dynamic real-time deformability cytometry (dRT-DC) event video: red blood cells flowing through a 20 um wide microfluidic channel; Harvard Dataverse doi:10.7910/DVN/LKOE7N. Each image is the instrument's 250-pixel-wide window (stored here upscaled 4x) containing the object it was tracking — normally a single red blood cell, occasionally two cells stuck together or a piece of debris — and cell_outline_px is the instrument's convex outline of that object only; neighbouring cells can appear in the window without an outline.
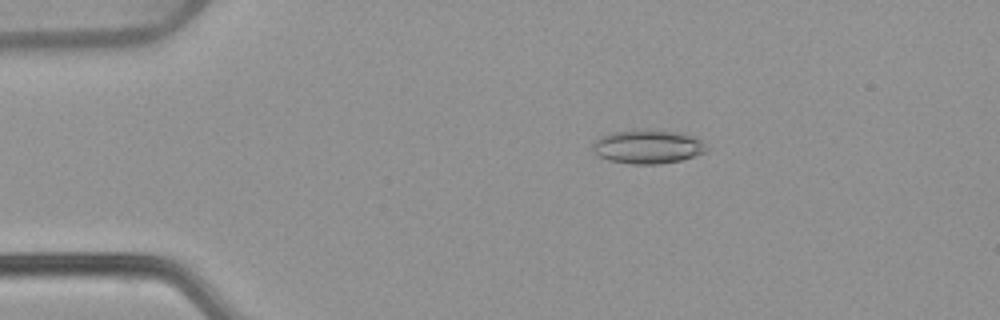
{"species": "common noctule bat (a hibernating species)", "species_latin": "Nyctalus noctula", "temperature_condition": "warm", "stored_images_in_passage": 46, "camera_frame_rate_fps": 3000, "um_per_image_px": 0.085, "animal": {"sex": "female", "body_mass_g": 22.7, "forearm_length_mm": 54.2}, "frame": {"image": 1, "passage_image": 3, "time_ms": 0.667, "image_size_px": [1000, 320], "cell_outline_px": [[708, 148], [704, 152], [696, 156], [680, 160], [660, 164], [632, 164], [608, 160], [596, 156], [592, 152], [592, 140], [600, 136], [612, 132], [680, 132], [692, 136], [700, 140]], "centroid_in_image_um": [55.0, 12.51], "position_along_channel_um": 30.0, "area_um2": 21.96}}
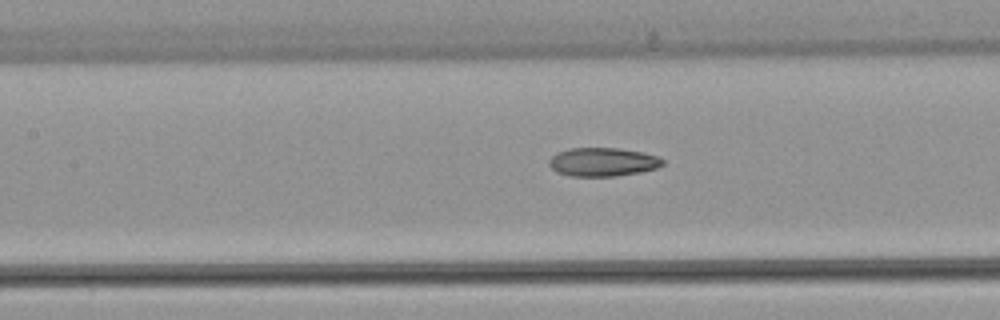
{"frame": {"image": 2, "passage_image": 17, "time_ms": 5.333, "image_size_px": [1000, 320], "cell_outline_px": [[664, 164], [656, 168], [640, 172], [616, 176], [568, 176], [556, 172], [548, 164], [548, 160], [556, 152], [568, 148], [620, 148], [644, 152], [656, 156], [664, 160]], "centroid_in_image_um": [51.21, 13.76], "position_along_channel_um": 156.2, "area_um2": 19.13}}
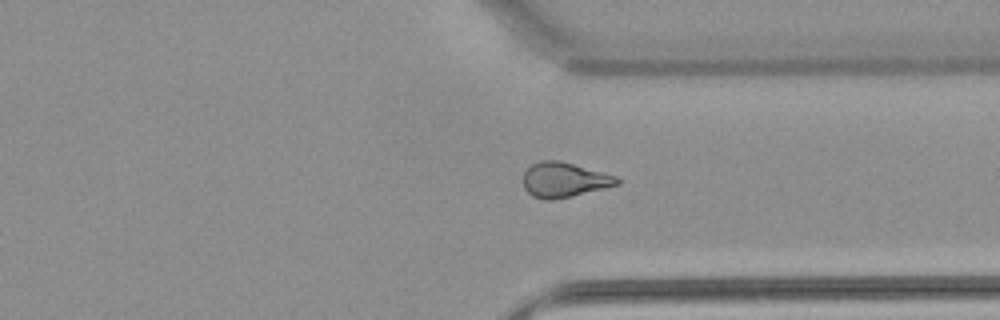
{"frame": {"image": 3, "passage_image": 33, "time_ms": 10.667, "image_size_px": [1000, 320], "cell_outline_px": [[620, 184], [572, 196], [552, 200], [544, 200], [532, 196], [524, 188], [524, 172], [532, 164], [540, 160], [560, 160], [616, 176], [620, 180]], "centroid_in_image_um": [47.94, 15.29], "position_along_channel_um": 363.5, "area_um2": 19.02}, "authors_computed_cell_mechanics": {"area_um2": 19.5075, "velocity_mm_per_s": 3.8893, "shape_relaxation_time_tau1_ms": null, "shape_relaxation_time_tau2_ms": 2.4461, "deformation_change_tau1": null, "deformation_change_tau2": 0.0908}}